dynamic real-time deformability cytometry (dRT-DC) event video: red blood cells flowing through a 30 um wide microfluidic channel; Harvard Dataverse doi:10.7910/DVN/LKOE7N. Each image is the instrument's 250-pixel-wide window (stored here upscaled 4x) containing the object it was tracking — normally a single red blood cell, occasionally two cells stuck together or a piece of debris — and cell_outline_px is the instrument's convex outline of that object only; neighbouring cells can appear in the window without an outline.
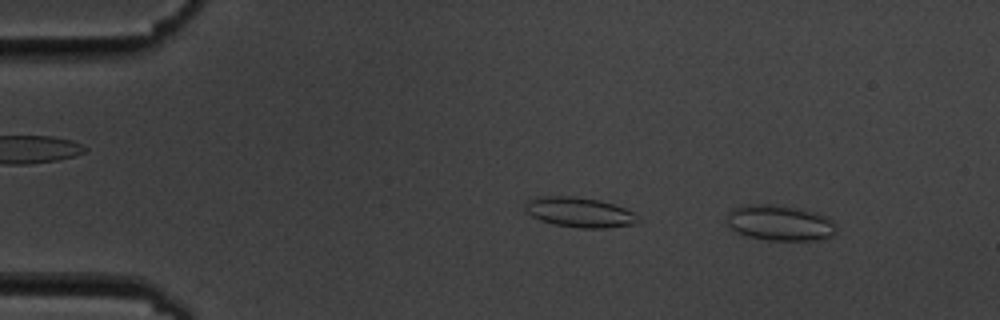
{"species": "common noctule bat (a hibernating species)", "species_latin": "Nyctalus noctula", "temperature_condition": "cold", "stored_images_in_passage": 51, "camera_frame_rate_fps": 3000, "um_per_image_px": 0.085, "animal": {"sex": "male", "body_mass_g": 19.5, "forearm_length_mm": 54.6}, "frame": {"image": 1, "passage_image": 6, "time_ms": 1.667, "image_size_px": [1000, 320], "cell_outline_px": [[836, 232], [832, 236], [816, 240], [768, 240], [748, 236], [736, 232], [724, 220], [728, 212], [732, 208], [744, 204], [772, 204], [816, 212], [832, 220], [836, 224]], "centroid_in_image_um": [66.25, 18.94], "position_along_channel_um": 18.7, "area_um2": 22.83}}
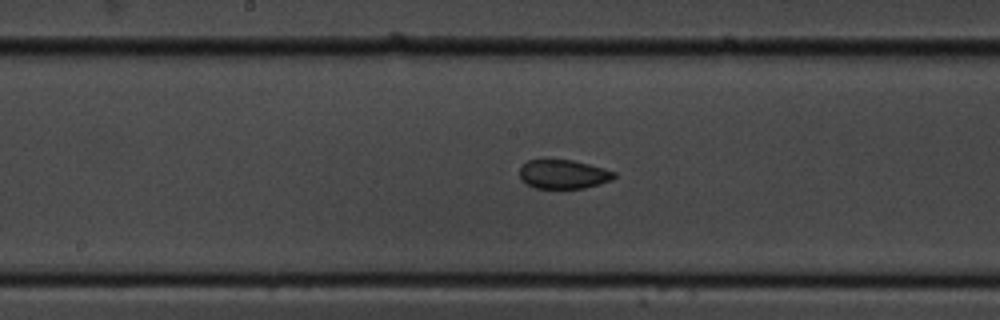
{"frame": {"image": 2, "passage_image": 29, "time_ms": 9.333, "image_size_px": [1000, 320], "cell_outline_px": [[616, 176], [612, 180], [600, 184], [584, 188], [536, 188], [520, 180], [520, 164], [528, 160], [544, 156], [548, 156], [572, 160], [604, 168], [616, 172]], "centroid_in_image_um": [47.83, 14.75], "position_along_channel_um": 200.4, "area_um2": 16.7}}
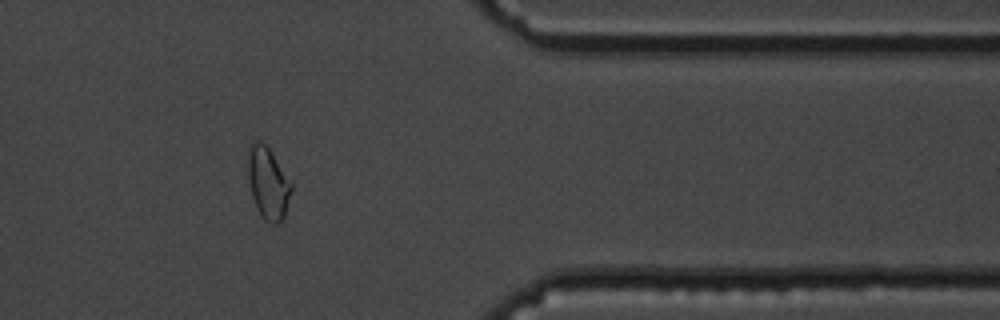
{"frame": {"image": 3, "passage_image": 46, "time_ms": 15.0, "image_size_px": [1000, 320], "cell_outline_px": [[292, 188], [284, 216], [276, 224], [272, 224], [264, 220], [260, 216], [256, 208], [252, 196], [248, 176], [248, 148], [256, 140], [260, 140], [268, 148], [292, 184]], "centroid_in_image_um": [22.76, 15.59], "position_along_channel_um": 388.6, "area_um2": 17.86}, "authors_computed_cell_mechanics": {"area_um2": 17.1666, "velocity_mm_per_s": 3.6019, "shape_relaxation_time_tau1_ms": null, "shape_relaxation_time_tau2_ms": 1.0574, "deformation_change_tau1": null, "deformation_change_tau2": 0.0343}}